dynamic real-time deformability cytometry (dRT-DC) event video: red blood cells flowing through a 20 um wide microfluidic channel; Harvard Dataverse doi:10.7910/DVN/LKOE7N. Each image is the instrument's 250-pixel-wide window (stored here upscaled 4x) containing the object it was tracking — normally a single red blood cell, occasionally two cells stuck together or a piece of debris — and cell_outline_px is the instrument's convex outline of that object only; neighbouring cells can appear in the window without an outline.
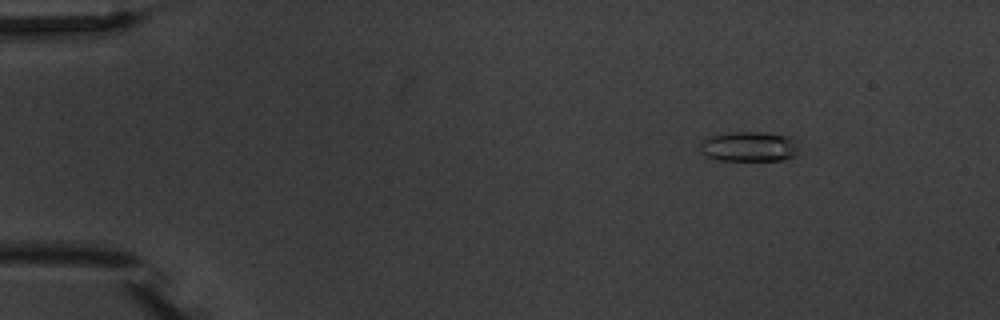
{"species": "common noctule bat (a hibernating species)", "species_latin": "Nyctalus noctula", "temperature_condition": "warm", "stored_images_in_passage": 6, "camera_frame_rate_fps": 3000, "um_per_image_px": 0.085, "animal": {"sex": "male", "body_mass_g": 20.1, "forearm_length_mm": 53.5}, "frame": {"image": 1, "passage_image": 3, "time_ms": 2.333, "image_size_px": [1000, 320], "cell_outline_px": [[804, 152], [796, 156], [784, 160], [720, 160], [704, 156], [700, 152], [700, 140], [708, 136], [736, 132], [764, 132], [788, 136], [796, 140]], "centroid_in_image_um": [63.74, 12.47], "position_along_channel_um": 21.3, "area_um2": 17.86}}